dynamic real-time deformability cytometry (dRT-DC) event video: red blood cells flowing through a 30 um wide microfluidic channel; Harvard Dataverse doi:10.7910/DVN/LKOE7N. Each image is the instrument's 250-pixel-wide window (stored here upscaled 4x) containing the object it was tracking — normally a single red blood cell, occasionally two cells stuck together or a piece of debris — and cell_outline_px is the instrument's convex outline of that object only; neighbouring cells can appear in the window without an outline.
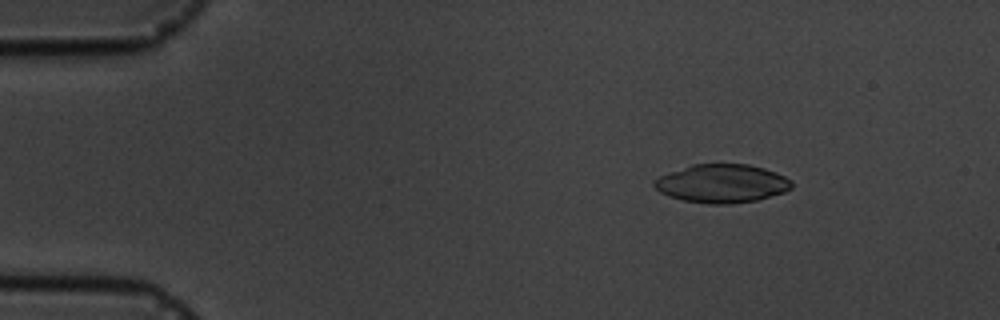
{"species": "common noctule bat (a hibernating species)", "species_latin": "Nyctalus noctula", "temperature_condition": "cold", "stored_images_in_passage": 6, "camera_frame_rate_fps": 3000, "um_per_image_px": 0.085, "animal": {"sex": "male", "body_mass_g": 19.5, "forearm_length_mm": 54.6}, "frame": {"image": 1, "passage_image": 1, "time_ms": 0.0, "image_size_px": [1000, 320], "cell_outline_px": [[792, 188], [784, 192], [756, 200], [728, 204], [708, 204], [684, 200], [668, 196], [660, 192], [652, 184], [660, 176], [692, 164], [748, 164], [764, 168], [776, 172], [792, 180]], "centroid_in_image_um": [61.38, 15.6], "position_along_channel_um": 23.6, "area_um2": 30.63}}